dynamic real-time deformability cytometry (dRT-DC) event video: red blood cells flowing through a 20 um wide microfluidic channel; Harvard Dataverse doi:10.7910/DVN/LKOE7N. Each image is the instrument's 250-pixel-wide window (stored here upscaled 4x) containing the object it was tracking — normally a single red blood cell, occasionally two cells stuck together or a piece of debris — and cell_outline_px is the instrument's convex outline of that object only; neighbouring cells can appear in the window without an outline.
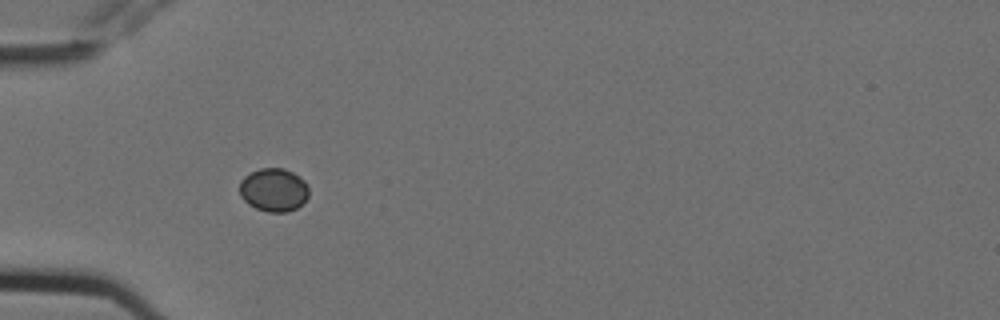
{"species": "Egyptian fruit bat (a non-hibernating species)", "species_latin": "Rousettus aegyptiacus", "temperature_condition": "cold", "stored_images_in_passage": 7, "camera_frame_rate_fps": 3000, "um_per_image_px": 0.085, "animal": {"sex": "female"}, "frame": {"image": 1, "passage_image": 6, "time_ms": 1.667, "image_size_px": [1000, 320], "cell_outline_px": [[308, 196], [296, 208], [288, 212], [268, 212], [256, 208], [248, 204], [240, 196], [240, 180], [244, 176], [260, 168], [284, 168], [292, 172], [304, 180], [308, 188]], "centroid_in_image_um": [23.24, 16.14], "position_along_channel_um": 61.8, "area_um2": 17.4}}
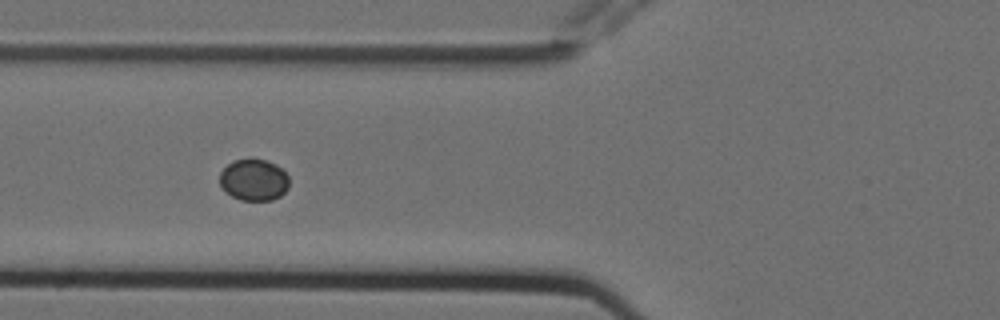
{"frame": {"image": 2, "passage_image": 7, "time_ms": 2.0, "image_size_px": [1000, 320], "cell_outline_px": [[288, 188], [280, 196], [272, 200], [240, 200], [232, 196], [220, 184], [220, 172], [228, 164], [236, 160], [268, 160], [276, 164], [288, 176]], "centroid_in_image_um": [21.59, 15.3], "position_along_channel_um": 104.2, "area_um2": 16.53}}